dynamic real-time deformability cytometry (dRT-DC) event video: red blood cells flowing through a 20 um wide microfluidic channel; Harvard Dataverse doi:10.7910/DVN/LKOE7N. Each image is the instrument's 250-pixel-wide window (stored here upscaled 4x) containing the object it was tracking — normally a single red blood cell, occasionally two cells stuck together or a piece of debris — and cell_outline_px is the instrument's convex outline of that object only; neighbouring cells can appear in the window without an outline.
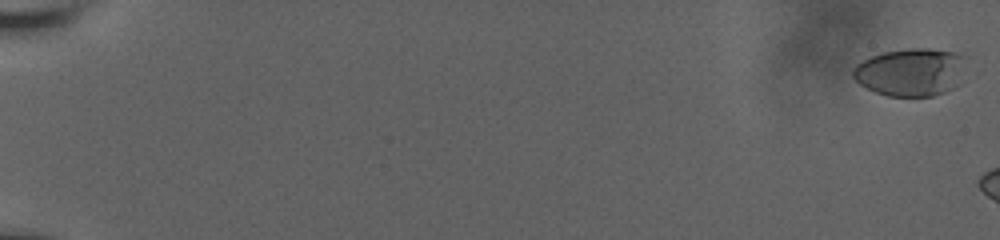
{"species": "human", "species_latin": "Homo sapiens", "temperature_condition": "room temperature", "stored_images_in_passage": 10, "camera_frame_rate_fps": 3000, "um_per_image_px": 0.085, "donor": {"sex": "male"}, "frame": {"image": 1, "passage_image": 2, "time_ms": 0.333, "image_size_px": [1000, 240], "cell_outline_px": [[968, 56], [960, 84], [944, 92], [932, 96], [888, 96], [876, 92], [860, 84], [852, 76], [852, 68], [856, 64], [872, 56], [884, 52], [912, 48], [928, 48], [956, 52]], "centroid_in_image_um": [77.47, 6.12], "position_along_channel_um": 7.5, "area_um2": 31.85}}